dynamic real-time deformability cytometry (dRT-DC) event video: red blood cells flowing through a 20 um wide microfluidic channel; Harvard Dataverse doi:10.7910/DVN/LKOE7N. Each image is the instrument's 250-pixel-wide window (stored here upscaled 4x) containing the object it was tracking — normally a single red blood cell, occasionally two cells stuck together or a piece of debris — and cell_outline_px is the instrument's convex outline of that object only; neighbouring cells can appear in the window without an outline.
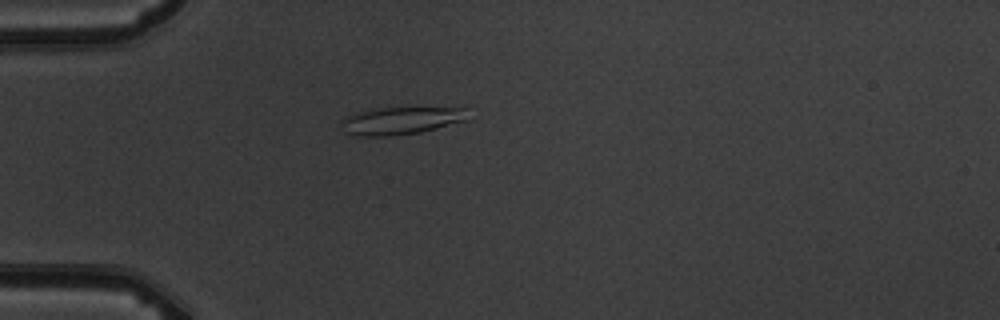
{"species": "common noctule bat (a hibernating species)", "species_latin": "Nyctalus noctula", "temperature_condition": "warm", "stored_images_in_passage": 5, "camera_frame_rate_fps": 3000, "um_per_image_px": 0.085, "animal": {"sex": "male", "body_mass_g": 19.5, "forearm_length_mm": 54.6}, "frame": {"image": 1, "passage_image": 5, "time_ms": 4.667, "image_size_px": [1000, 320], "cell_outline_px": [[472, 120], [420, 132], [388, 136], [356, 136], [344, 132], [340, 120], [344, 116], [356, 112], [372, 108], [464, 104], [472, 104]], "centroid_in_image_um": [34.38, 10.16], "position_along_channel_um": 50.6, "area_um2": 22.54}}